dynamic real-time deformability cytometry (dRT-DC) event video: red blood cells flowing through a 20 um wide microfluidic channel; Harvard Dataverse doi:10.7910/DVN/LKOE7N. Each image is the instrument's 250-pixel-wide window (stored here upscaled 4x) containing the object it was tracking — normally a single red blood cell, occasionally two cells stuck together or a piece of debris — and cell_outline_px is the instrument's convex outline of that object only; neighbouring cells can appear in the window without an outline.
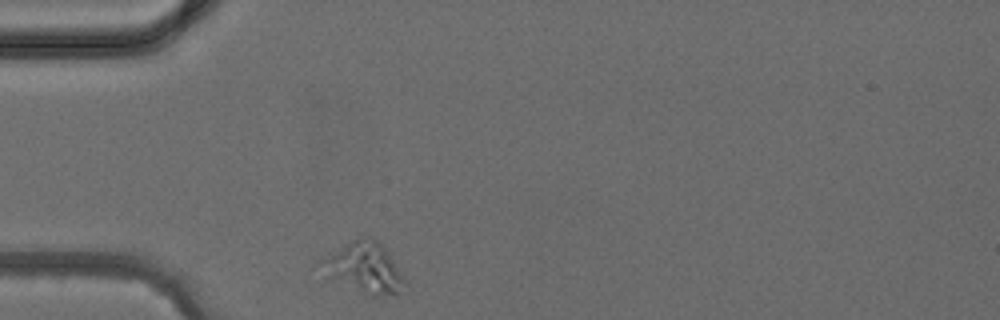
{"species": "common noctule bat (a hibernating species)", "species_latin": "Nyctalus noctula", "temperature_condition": "cold", "stored_images_in_passage": 1, "camera_frame_rate_fps": 3000, "um_per_image_px": 0.085, "animal": {"sex": "female", "body_mass_g": 24.6, "forearm_length_mm": 56.2}, "frame": {"image": 1, "passage_image": 1, "time_ms": 0.0, "image_size_px": [1000, 320], "cell_outline_px": [[408, 284], [396, 296], [372, 296], [328, 276], [316, 264], [320, 260], [352, 240], [360, 236], [372, 236], [388, 252], [404, 276]], "centroid_in_image_um": [31.02, 22.76], "position_along_channel_um": 54.0, "area_um2": 24.39}}